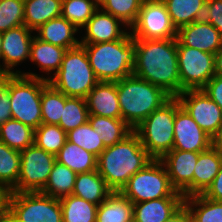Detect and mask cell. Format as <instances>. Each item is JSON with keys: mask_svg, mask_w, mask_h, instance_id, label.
I'll return each mask as SVG.
<instances>
[{"mask_svg": "<svg viewBox=\"0 0 222 222\" xmlns=\"http://www.w3.org/2000/svg\"><path fill=\"white\" fill-rule=\"evenodd\" d=\"M85 99L89 115L122 119L117 82L99 81Z\"/></svg>", "mask_w": 222, "mask_h": 222, "instance_id": "cell-19", "label": "cell"}, {"mask_svg": "<svg viewBox=\"0 0 222 222\" xmlns=\"http://www.w3.org/2000/svg\"><path fill=\"white\" fill-rule=\"evenodd\" d=\"M62 0H24V25L35 31L61 16Z\"/></svg>", "mask_w": 222, "mask_h": 222, "instance_id": "cell-25", "label": "cell"}, {"mask_svg": "<svg viewBox=\"0 0 222 222\" xmlns=\"http://www.w3.org/2000/svg\"><path fill=\"white\" fill-rule=\"evenodd\" d=\"M3 76H4V74L0 70V81L2 80Z\"/></svg>", "mask_w": 222, "mask_h": 222, "instance_id": "cell-53", "label": "cell"}, {"mask_svg": "<svg viewBox=\"0 0 222 222\" xmlns=\"http://www.w3.org/2000/svg\"><path fill=\"white\" fill-rule=\"evenodd\" d=\"M100 136L101 135L90 126L89 122H86L70 130L67 133V141L76 144L98 157L105 149L103 141L100 140Z\"/></svg>", "mask_w": 222, "mask_h": 222, "instance_id": "cell-39", "label": "cell"}, {"mask_svg": "<svg viewBox=\"0 0 222 222\" xmlns=\"http://www.w3.org/2000/svg\"><path fill=\"white\" fill-rule=\"evenodd\" d=\"M133 75L159 86L171 97L180 94L177 38L134 39Z\"/></svg>", "mask_w": 222, "mask_h": 222, "instance_id": "cell-1", "label": "cell"}, {"mask_svg": "<svg viewBox=\"0 0 222 222\" xmlns=\"http://www.w3.org/2000/svg\"><path fill=\"white\" fill-rule=\"evenodd\" d=\"M105 0H95V2L100 6Z\"/></svg>", "mask_w": 222, "mask_h": 222, "instance_id": "cell-52", "label": "cell"}, {"mask_svg": "<svg viewBox=\"0 0 222 222\" xmlns=\"http://www.w3.org/2000/svg\"><path fill=\"white\" fill-rule=\"evenodd\" d=\"M200 153L171 150L161 161L165 165L172 186L183 197L193 195V173Z\"/></svg>", "mask_w": 222, "mask_h": 222, "instance_id": "cell-16", "label": "cell"}, {"mask_svg": "<svg viewBox=\"0 0 222 222\" xmlns=\"http://www.w3.org/2000/svg\"><path fill=\"white\" fill-rule=\"evenodd\" d=\"M215 75L222 76V48L215 53Z\"/></svg>", "mask_w": 222, "mask_h": 222, "instance_id": "cell-49", "label": "cell"}, {"mask_svg": "<svg viewBox=\"0 0 222 222\" xmlns=\"http://www.w3.org/2000/svg\"><path fill=\"white\" fill-rule=\"evenodd\" d=\"M65 51V48L44 42L34 35L29 59L35 62L43 72L48 73L47 75L51 71H54V75L62 64Z\"/></svg>", "mask_w": 222, "mask_h": 222, "instance_id": "cell-26", "label": "cell"}, {"mask_svg": "<svg viewBox=\"0 0 222 222\" xmlns=\"http://www.w3.org/2000/svg\"><path fill=\"white\" fill-rule=\"evenodd\" d=\"M130 30L133 39L177 38V29L162 0H143L137 20Z\"/></svg>", "mask_w": 222, "mask_h": 222, "instance_id": "cell-12", "label": "cell"}, {"mask_svg": "<svg viewBox=\"0 0 222 222\" xmlns=\"http://www.w3.org/2000/svg\"><path fill=\"white\" fill-rule=\"evenodd\" d=\"M177 39L187 47L215 54L222 48V36L209 22L197 20L177 30Z\"/></svg>", "mask_w": 222, "mask_h": 222, "instance_id": "cell-17", "label": "cell"}, {"mask_svg": "<svg viewBox=\"0 0 222 222\" xmlns=\"http://www.w3.org/2000/svg\"><path fill=\"white\" fill-rule=\"evenodd\" d=\"M180 105L199 127L213 137L222 126V109L203 89L183 91L177 96Z\"/></svg>", "mask_w": 222, "mask_h": 222, "instance_id": "cell-13", "label": "cell"}, {"mask_svg": "<svg viewBox=\"0 0 222 222\" xmlns=\"http://www.w3.org/2000/svg\"><path fill=\"white\" fill-rule=\"evenodd\" d=\"M88 108L85 98L65 96V106L60 123L62 130L68 133L88 122Z\"/></svg>", "mask_w": 222, "mask_h": 222, "instance_id": "cell-37", "label": "cell"}, {"mask_svg": "<svg viewBox=\"0 0 222 222\" xmlns=\"http://www.w3.org/2000/svg\"><path fill=\"white\" fill-rule=\"evenodd\" d=\"M20 151L0 141V186L8 193L16 186L20 174Z\"/></svg>", "mask_w": 222, "mask_h": 222, "instance_id": "cell-34", "label": "cell"}, {"mask_svg": "<svg viewBox=\"0 0 222 222\" xmlns=\"http://www.w3.org/2000/svg\"><path fill=\"white\" fill-rule=\"evenodd\" d=\"M98 9L95 0H62L61 16L80 30Z\"/></svg>", "mask_w": 222, "mask_h": 222, "instance_id": "cell-36", "label": "cell"}, {"mask_svg": "<svg viewBox=\"0 0 222 222\" xmlns=\"http://www.w3.org/2000/svg\"><path fill=\"white\" fill-rule=\"evenodd\" d=\"M180 93L203 89L215 75V54L184 46L177 39Z\"/></svg>", "mask_w": 222, "mask_h": 222, "instance_id": "cell-10", "label": "cell"}, {"mask_svg": "<svg viewBox=\"0 0 222 222\" xmlns=\"http://www.w3.org/2000/svg\"><path fill=\"white\" fill-rule=\"evenodd\" d=\"M119 192L133 204L164 197H183L172 186L163 162L156 159L130 177Z\"/></svg>", "mask_w": 222, "mask_h": 222, "instance_id": "cell-8", "label": "cell"}, {"mask_svg": "<svg viewBox=\"0 0 222 222\" xmlns=\"http://www.w3.org/2000/svg\"><path fill=\"white\" fill-rule=\"evenodd\" d=\"M96 222H133V203L120 192H112L97 207Z\"/></svg>", "mask_w": 222, "mask_h": 222, "instance_id": "cell-24", "label": "cell"}, {"mask_svg": "<svg viewBox=\"0 0 222 222\" xmlns=\"http://www.w3.org/2000/svg\"><path fill=\"white\" fill-rule=\"evenodd\" d=\"M184 204V197H164L133 204V222H165Z\"/></svg>", "mask_w": 222, "mask_h": 222, "instance_id": "cell-20", "label": "cell"}, {"mask_svg": "<svg viewBox=\"0 0 222 222\" xmlns=\"http://www.w3.org/2000/svg\"><path fill=\"white\" fill-rule=\"evenodd\" d=\"M7 209L21 222H63L60 200L41 192H9Z\"/></svg>", "mask_w": 222, "mask_h": 222, "instance_id": "cell-9", "label": "cell"}, {"mask_svg": "<svg viewBox=\"0 0 222 222\" xmlns=\"http://www.w3.org/2000/svg\"><path fill=\"white\" fill-rule=\"evenodd\" d=\"M143 0H105L99 7L119 20L128 29L137 20Z\"/></svg>", "mask_w": 222, "mask_h": 222, "instance_id": "cell-40", "label": "cell"}, {"mask_svg": "<svg viewBox=\"0 0 222 222\" xmlns=\"http://www.w3.org/2000/svg\"><path fill=\"white\" fill-rule=\"evenodd\" d=\"M0 222H21L7 208L4 210Z\"/></svg>", "mask_w": 222, "mask_h": 222, "instance_id": "cell-50", "label": "cell"}, {"mask_svg": "<svg viewBox=\"0 0 222 222\" xmlns=\"http://www.w3.org/2000/svg\"><path fill=\"white\" fill-rule=\"evenodd\" d=\"M24 25V0H0V33Z\"/></svg>", "mask_w": 222, "mask_h": 222, "instance_id": "cell-41", "label": "cell"}, {"mask_svg": "<svg viewBox=\"0 0 222 222\" xmlns=\"http://www.w3.org/2000/svg\"><path fill=\"white\" fill-rule=\"evenodd\" d=\"M1 43H2V33H0V58H1ZM0 70L2 72V65L0 64Z\"/></svg>", "mask_w": 222, "mask_h": 222, "instance_id": "cell-51", "label": "cell"}, {"mask_svg": "<svg viewBox=\"0 0 222 222\" xmlns=\"http://www.w3.org/2000/svg\"><path fill=\"white\" fill-rule=\"evenodd\" d=\"M90 126L99 134L104 147H110L128 136L133 129L123 120L89 115Z\"/></svg>", "mask_w": 222, "mask_h": 222, "instance_id": "cell-28", "label": "cell"}, {"mask_svg": "<svg viewBox=\"0 0 222 222\" xmlns=\"http://www.w3.org/2000/svg\"><path fill=\"white\" fill-rule=\"evenodd\" d=\"M152 160L132 131L120 142L104 149L97 157V171L112 191L119 192L130 177Z\"/></svg>", "mask_w": 222, "mask_h": 222, "instance_id": "cell-2", "label": "cell"}, {"mask_svg": "<svg viewBox=\"0 0 222 222\" xmlns=\"http://www.w3.org/2000/svg\"><path fill=\"white\" fill-rule=\"evenodd\" d=\"M20 174L10 192H40L46 185L56 156L32 144L20 151Z\"/></svg>", "mask_w": 222, "mask_h": 222, "instance_id": "cell-11", "label": "cell"}, {"mask_svg": "<svg viewBox=\"0 0 222 222\" xmlns=\"http://www.w3.org/2000/svg\"><path fill=\"white\" fill-rule=\"evenodd\" d=\"M194 222H222V201H214L203 194L184 198Z\"/></svg>", "mask_w": 222, "mask_h": 222, "instance_id": "cell-32", "label": "cell"}, {"mask_svg": "<svg viewBox=\"0 0 222 222\" xmlns=\"http://www.w3.org/2000/svg\"><path fill=\"white\" fill-rule=\"evenodd\" d=\"M222 164V156L211 146L200 152L193 173V195L203 194L212 184Z\"/></svg>", "mask_w": 222, "mask_h": 222, "instance_id": "cell-22", "label": "cell"}, {"mask_svg": "<svg viewBox=\"0 0 222 222\" xmlns=\"http://www.w3.org/2000/svg\"><path fill=\"white\" fill-rule=\"evenodd\" d=\"M127 26L115 16L104 12L100 7L83 27L86 30L80 44H96L122 39L128 32L121 29Z\"/></svg>", "mask_w": 222, "mask_h": 222, "instance_id": "cell-18", "label": "cell"}, {"mask_svg": "<svg viewBox=\"0 0 222 222\" xmlns=\"http://www.w3.org/2000/svg\"><path fill=\"white\" fill-rule=\"evenodd\" d=\"M117 92L121 117L133 130L171 98L159 86L135 75L117 81Z\"/></svg>", "mask_w": 222, "mask_h": 222, "instance_id": "cell-4", "label": "cell"}, {"mask_svg": "<svg viewBox=\"0 0 222 222\" xmlns=\"http://www.w3.org/2000/svg\"><path fill=\"white\" fill-rule=\"evenodd\" d=\"M59 200L62 208L63 222H96L98 205L72 194Z\"/></svg>", "mask_w": 222, "mask_h": 222, "instance_id": "cell-33", "label": "cell"}, {"mask_svg": "<svg viewBox=\"0 0 222 222\" xmlns=\"http://www.w3.org/2000/svg\"><path fill=\"white\" fill-rule=\"evenodd\" d=\"M99 81L117 82L133 75L135 42L128 32L122 39L96 44H80Z\"/></svg>", "mask_w": 222, "mask_h": 222, "instance_id": "cell-3", "label": "cell"}, {"mask_svg": "<svg viewBox=\"0 0 222 222\" xmlns=\"http://www.w3.org/2000/svg\"><path fill=\"white\" fill-rule=\"evenodd\" d=\"M167 8L173 25L180 27L200 19L207 0H162Z\"/></svg>", "mask_w": 222, "mask_h": 222, "instance_id": "cell-30", "label": "cell"}, {"mask_svg": "<svg viewBox=\"0 0 222 222\" xmlns=\"http://www.w3.org/2000/svg\"><path fill=\"white\" fill-rule=\"evenodd\" d=\"M176 97L153 111L133 131L152 159L161 160L173 149Z\"/></svg>", "mask_w": 222, "mask_h": 222, "instance_id": "cell-7", "label": "cell"}, {"mask_svg": "<svg viewBox=\"0 0 222 222\" xmlns=\"http://www.w3.org/2000/svg\"><path fill=\"white\" fill-rule=\"evenodd\" d=\"M35 130L21 123L10 119L0 125V141L11 149L22 151L34 144Z\"/></svg>", "mask_w": 222, "mask_h": 222, "instance_id": "cell-31", "label": "cell"}, {"mask_svg": "<svg viewBox=\"0 0 222 222\" xmlns=\"http://www.w3.org/2000/svg\"><path fill=\"white\" fill-rule=\"evenodd\" d=\"M212 146L222 156V126L218 129L217 133L212 137Z\"/></svg>", "mask_w": 222, "mask_h": 222, "instance_id": "cell-47", "label": "cell"}, {"mask_svg": "<svg viewBox=\"0 0 222 222\" xmlns=\"http://www.w3.org/2000/svg\"><path fill=\"white\" fill-rule=\"evenodd\" d=\"M112 192L105 180L95 170L77 174L72 195L99 205Z\"/></svg>", "mask_w": 222, "mask_h": 222, "instance_id": "cell-23", "label": "cell"}, {"mask_svg": "<svg viewBox=\"0 0 222 222\" xmlns=\"http://www.w3.org/2000/svg\"><path fill=\"white\" fill-rule=\"evenodd\" d=\"M190 211L185 204H183L177 211H175L165 222H190Z\"/></svg>", "mask_w": 222, "mask_h": 222, "instance_id": "cell-46", "label": "cell"}, {"mask_svg": "<svg viewBox=\"0 0 222 222\" xmlns=\"http://www.w3.org/2000/svg\"><path fill=\"white\" fill-rule=\"evenodd\" d=\"M211 146L212 137L199 127L193 118L180 105V102L176 97L174 144L172 150L200 153Z\"/></svg>", "mask_w": 222, "mask_h": 222, "instance_id": "cell-14", "label": "cell"}, {"mask_svg": "<svg viewBox=\"0 0 222 222\" xmlns=\"http://www.w3.org/2000/svg\"><path fill=\"white\" fill-rule=\"evenodd\" d=\"M199 20L211 23L222 36V0H207Z\"/></svg>", "mask_w": 222, "mask_h": 222, "instance_id": "cell-42", "label": "cell"}, {"mask_svg": "<svg viewBox=\"0 0 222 222\" xmlns=\"http://www.w3.org/2000/svg\"><path fill=\"white\" fill-rule=\"evenodd\" d=\"M12 119L9 96V75H4L0 81V125Z\"/></svg>", "mask_w": 222, "mask_h": 222, "instance_id": "cell-43", "label": "cell"}, {"mask_svg": "<svg viewBox=\"0 0 222 222\" xmlns=\"http://www.w3.org/2000/svg\"><path fill=\"white\" fill-rule=\"evenodd\" d=\"M50 77L48 83L67 97L86 98L99 82L82 45L66 50L60 68Z\"/></svg>", "mask_w": 222, "mask_h": 222, "instance_id": "cell-6", "label": "cell"}, {"mask_svg": "<svg viewBox=\"0 0 222 222\" xmlns=\"http://www.w3.org/2000/svg\"><path fill=\"white\" fill-rule=\"evenodd\" d=\"M65 106V95L49 83L42 89V123L58 125Z\"/></svg>", "mask_w": 222, "mask_h": 222, "instance_id": "cell-35", "label": "cell"}, {"mask_svg": "<svg viewBox=\"0 0 222 222\" xmlns=\"http://www.w3.org/2000/svg\"><path fill=\"white\" fill-rule=\"evenodd\" d=\"M56 161L76 174L97 170V157L69 141L56 154Z\"/></svg>", "mask_w": 222, "mask_h": 222, "instance_id": "cell-27", "label": "cell"}, {"mask_svg": "<svg viewBox=\"0 0 222 222\" xmlns=\"http://www.w3.org/2000/svg\"><path fill=\"white\" fill-rule=\"evenodd\" d=\"M76 176L77 174L74 171L56 161L46 185L40 192L58 199L71 195L74 190Z\"/></svg>", "mask_w": 222, "mask_h": 222, "instance_id": "cell-29", "label": "cell"}, {"mask_svg": "<svg viewBox=\"0 0 222 222\" xmlns=\"http://www.w3.org/2000/svg\"><path fill=\"white\" fill-rule=\"evenodd\" d=\"M7 196L8 192L2 186H0V220L4 210L7 208Z\"/></svg>", "mask_w": 222, "mask_h": 222, "instance_id": "cell-48", "label": "cell"}, {"mask_svg": "<svg viewBox=\"0 0 222 222\" xmlns=\"http://www.w3.org/2000/svg\"><path fill=\"white\" fill-rule=\"evenodd\" d=\"M47 84V77L33 72L9 75L12 119L37 129L42 124L41 93Z\"/></svg>", "mask_w": 222, "mask_h": 222, "instance_id": "cell-5", "label": "cell"}, {"mask_svg": "<svg viewBox=\"0 0 222 222\" xmlns=\"http://www.w3.org/2000/svg\"><path fill=\"white\" fill-rule=\"evenodd\" d=\"M40 40L65 48L66 50L78 47L80 41L74 37L79 32L71 22L62 16L53 18L35 30Z\"/></svg>", "mask_w": 222, "mask_h": 222, "instance_id": "cell-21", "label": "cell"}, {"mask_svg": "<svg viewBox=\"0 0 222 222\" xmlns=\"http://www.w3.org/2000/svg\"><path fill=\"white\" fill-rule=\"evenodd\" d=\"M203 195L214 201H222V164L212 184L203 193Z\"/></svg>", "mask_w": 222, "mask_h": 222, "instance_id": "cell-45", "label": "cell"}, {"mask_svg": "<svg viewBox=\"0 0 222 222\" xmlns=\"http://www.w3.org/2000/svg\"><path fill=\"white\" fill-rule=\"evenodd\" d=\"M33 31L25 25L9 29L2 33L1 58L4 75L21 74L14 71L15 66L30 58Z\"/></svg>", "mask_w": 222, "mask_h": 222, "instance_id": "cell-15", "label": "cell"}, {"mask_svg": "<svg viewBox=\"0 0 222 222\" xmlns=\"http://www.w3.org/2000/svg\"><path fill=\"white\" fill-rule=\"evenodd\" d=\"M203 90L222 109V76L214 75Z\"/></svg>", "mask_w": 222, "mask_h": 222, "instance_id": "cell-44", "label": "cell"}, {"mask_svg": "<svg viewBox=\"0 0 222 222\" xmlns=\"http://www.w3.org/2000/svg\"><path fill=\"white\" fill-rule=\"evenodd\" d=\"M66 141L67 133L59 125L42 123L35 129L34 144L55 156Z\"/></svg>", "mask_w": 222, "mask_h": 222, "instance_id": "cell-38", "label": "cell"}]
</instances>
